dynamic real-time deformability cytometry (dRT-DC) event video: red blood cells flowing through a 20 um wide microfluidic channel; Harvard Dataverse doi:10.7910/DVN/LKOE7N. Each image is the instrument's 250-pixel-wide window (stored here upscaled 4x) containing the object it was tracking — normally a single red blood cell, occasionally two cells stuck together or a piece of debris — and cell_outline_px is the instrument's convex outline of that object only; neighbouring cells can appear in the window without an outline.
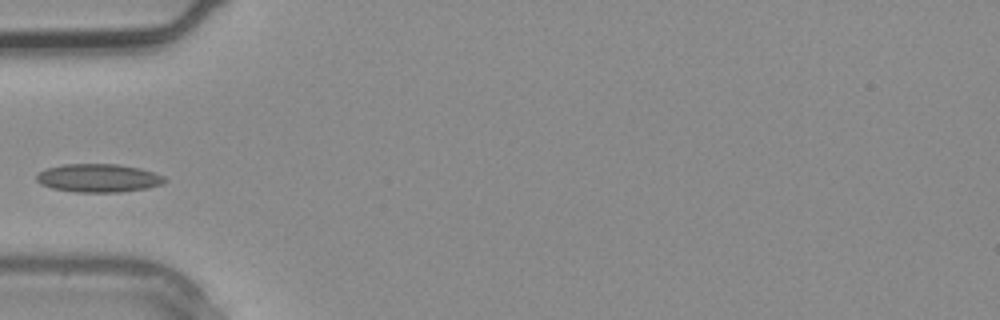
{"species": "common noctule bat (a hibernating species)", "species_latin": "Nyctalus noctula", "temperature_condition": "warm", "stored_images_in_passage": 2, "camera_frame_rate_fps": 3000, "um_per_image_px": 0.085, "animal": {"sex": "male", "body_mass_g": 20.4}, "frame": {"image": 1, "passage_image": 2, "time_ms": 0.333, "image_size_px": [1000, 320], "cell_outline_px": [[168, 180], [164, 184], [148, 188], [120, 192], [76, 192], [52, 188], [40, 184], [36, 180], [36, 176], [44, 168], [64, 164], [120, 164], [140, 168], [164, 176]], "centroid_in_image_um": [8.38, 15.13], "position_along_channel_um": 76.6, "area_um2": 21.33}}